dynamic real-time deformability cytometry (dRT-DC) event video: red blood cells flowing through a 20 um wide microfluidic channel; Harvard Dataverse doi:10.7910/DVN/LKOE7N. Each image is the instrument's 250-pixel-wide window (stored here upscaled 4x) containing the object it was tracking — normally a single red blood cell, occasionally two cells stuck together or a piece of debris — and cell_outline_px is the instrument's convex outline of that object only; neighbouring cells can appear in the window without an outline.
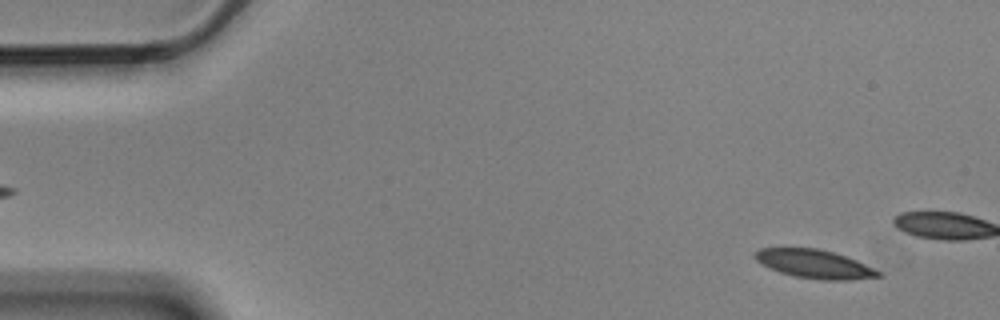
{"species": "Egyptian fruit bat (a non-hibernating species)", "species_latin": "Rousettus aegyptiacus", "temperature_condition": "cold", "stored_images_in_passage": 5, "camera_frame_rate_fps": 3000, "um_per_image_px": 0.085, "animal": {"sex": "male"}, "frame": {"image": 1, "passage_image": 2, "time_ms": 0.333, "image_size_px": [1000, 320], "cell_outline_px": [[880, 276], [848, 280], [820, 280], [796, 276], [780, 272], [760, 264], [752, 256], [760, 248], [816, 248], [832, 252], [856, 260], [880, 272]], "centroid_in_image_um": [69.17, 22.44], "position_along_channel_um": 15.8, "area_um2": 20.23}}